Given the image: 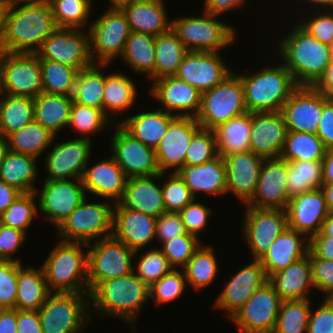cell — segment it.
<instances>
[{
  "label": "cell",
  "mask_w": 333,
  "mask_h": 333,
  "mask_svg": "<svg viewBox=\"0 0 333 333\" xmlns=\"http://www.w3.org/2000/svg\"><path fill=\"white\" fill-rule=\"evenodd\" d=\"M114 208L112 235L128 248L138 253L155 239L156 217L125 208L120 202Z\"/></svg>",
  "instance_id": "26"
},
{
  "label": "cell",
  "mask_w": 333,
  "mask_h": 333,
  "mask_svg": "<svg viewBox=\"0 0 333 333\" xmlns=\"http://www.w3.org/2000/svg\"><path fill=\"white\" fill-rule=\"evenodd\" d=\"M98 65L93 63L78 72L72 100L84 106L103 110L105 74L101 68L107 67L109 64Z\"/></svg>",
  "instance_id": "43"
},
{
  "label": "cell",
  "mask_w": 333,
  "mask_h": 333,
  "mask_svg": "<svg viewBox=\"0 0 333 333\" xmlns=\"http://www.w3.org/2000/svg\"><path fill=\"white\" fill-rule=\"evenodd\" d=\"M22 192L0 179V216Z\"/></svg>",
  "instance_id": "71"
},
{
  "label": "cell",
  "mask_w": 333,
  "mask_h": 333,
  "mask_svg": "<svg viewBox=\"0 0 333 333\" xmlns=\"http://www.w3.org/2000/svg\"><path fill=\"white\" fill-rule=\"evenodd\" d=\"M15 309L21 311H38L52 293L41 268L24 267L18 263V281Z\"/></svg>",
  "instance_id": "35"
},
{
  "label": "cell",
  "mask_w": 333,
  "mask_h": 333,
  "mask_svg": "<svg viewBox=\"0 0 333 333\" xmlns=\"http://www.w3.org/2000/svg\"><path fill=\"white\" fill-rule=\"evenodd\" d=\"M56 136L35 120L7 137L8 150L39 158Z\"/></svg>",
  "instance_id": "42"
},
{
  "label": "cell",
  "mask_w": 333,
  "mask_h": 333,
  "mask_svg": "<svg viewBox=\"0 0 333 333\" xmlns=\"http://www.w3.org/2000/svg\"><path fill=\"white\" fill-rule=\"evenodd\" d=\"M286 211L288 227L309 240L321 231L329 214L321 188L292 197Z\"/></svg>",
  "instance_id": "25"
},
{
  "label": "cell",
  "mask_w": 333,
  "mask_h": 333,
  "mask_svg": "<svg viewBox=\"0 0 333 333\" xmlns=\"http://www.w3.org/2000/svg\"><path fill=\"white\" fill-rule=\"evenodd\" d=\"M186 286L184 271L172 269L149 287V298L153 299L157 305L171 302L183 294Z\"/></svg>",
  "instance_id": "56"
},
{
  "label": "cell",
  "mask_w": 333,
  "mask_h": 333,
  "mask_svg": "<svg viewBox=\"0 0 333 333\" xmlns=\"http://www.w3.org/2000/svg\"><path fill=\"white\" fill-rule=\"evenodd\" d=\"M218 267L213 247L201 245L183 267L187 284L196 290L209 286L219 273Z\"/></svg>",
  "instance_id": "47"
},
{
  "label": "cell",
  "mask_w": 333,
  "mask_h": 333,
  "mask_svg": "<svg viewBox=\"0 0 333 333\" xmlns=\"http://www.w3.org/2000/svg\"><path fill=\"white\" fill-rule=\"evenodd\" d=\"M164 0H135L122 9L131 31L157 36L171 29Z\"/></svg>",
  "instance_id": "34"
},
{
  "label": "cell",
  "mask_w": 333,
  "mask_h": 333,
  "mask_svg": "<svg viewBox=\"0 0 333 333\" xmlns=\"http://www.w3.org/2000/svg\"><path fill=\"white\" fill-rule=\"evenodd\" d=\"M90 308L106 316L120 317L135 333L142 306L149 300V287L134 273L101 282L90 294Z\"/></svg>",
  "instance_id": "3"
},
{
  "label": "cell",
  "mask_w": 333,
  "mask_h": 333,
  "mask_svg": "<svg viewBox=\"0 0 333 333\" xmlns=\"http://www.w3.org/2000/svg\"><path fill=\"white\" fill-rule=\"evenodd\" d=\"M111 136V156L128 178L152 176L161 173L155 149L143 144L129 134L118 122Z\"/></svg>",
  "instance_id": "16"
},
{
  "label": "cell",
  "mask_w": 333,
  "mask_h": 333,
  "mask_svg": "<svg viewBox=\"0 0 333 333\" xmlns=\"http://www.w3.org/2000/svg\"><path fill=\"white\" fill-rule=\"evenodd\" d=\"M246 112L241 78L232 72L218 85L202 92L200 110L195 119L201 128L213 130Z\"/></svg>",
  "instance_id": "7"
},
{
  "label": "cell",
  "mask_w": 333,
  "mask_h": 333,
  "mask_svg": "<svg viewBox=\"0 0 333 333\" xmlns=\"http://www.w3.org/2000/svg\"><path fill=\"white\" fill-rule=\"evenodd\" d=\"M218 156L213 130L200 128L186 150L185 165H202Z\"/></svg>",
  "instance_id": "55"
},
{
  "label": "cell",
  "mask_w": 333,
  "mask_h": 333,
  "mask_svg": "<svg viewBox=\"0 0 333 333\" xmlns=\"http://www.w3.org/2000/svg\"><path fill=\"white\" fill-rule=\"evenodd\" d=\"M201 128L193 117L176 116L169 124L166 134L155 149L161 173L174 169L178 172L185 166L186 150L193 135Z\"/></svg>",
  "instance_id": "22"
},
{
  "label": "cell",
  "mask_w": 333,
  "mask_h": 333,
  "mask_svg": "<svg viewBox=\"0 0 333 333\" xmlns=\"http://www.w3.org/2000/svg\"><path fill=\"white\" fill-rule=\"evenodd\" d=\"M166 173L128 178L120 203L128 209L159 217L165 210L162 187L154 179H162Z\"/></svg>",
  "instance_id": "30"
},
{
  "label": "cell",
  "mask_w": 333,
  "mask_h": 333,
  "mask_svg": "<svg viewBox=\"0 0 333 333\" xmlns=\"http://www.w3.org/2000/svg\"><path fill=\"white\" fill-rule=\"evenodd\" d=\"M289 200L287 161L281 157L265 158L255 192L245 206L286 210Z\"/></svg>",
  "instance_id": "19"
},
{
  "label": "cell",
  "mask_w": 333,
  "mask_h": 333,
  "mask_svg": "<svg viewBox=\"0 0 333 333\" xmlns=\"http://www.w3.org/2000/svg\"><path fill=\"white\" fill-rule=\"evenodd\" d=\"M281 302L267 282L229 320L243 333H273Z\"/></svg>",
  "instance_id": "14"
},
{
  "label": "cell",
  "mask_w": 333,
  "mask_h": 333,
  "mask_svg": "<svg viewBox=\"0 0 333 333\" xmlns=\"http://www.w3.org/2000/svg\"><path fill=\"white\" fill-rule=\"evenodd\" d=\"M36 159L33 156L8 151L0 167V179L22 193L35 192L34 181L38 177Z\"/></svg>",
  "instance_id": "39"
},
{
  "label": "cell",
  "mask_w": 333,
  "mask_h": 333,
  "mask_svg": "<svg viewBox=\"0 0 333 333\" xmlns=\"http://www.w3.org/2000/svg\"><path fill=\"white\" fill-rule=\"evenodd\" d=\"M281 300L309 299L310 288H314L312 266L308 255L268 277Z\"/></svg>",
  "instance_id": "33"
},
{
  "label": "cell",
  "mask_w": 333,
  "mask_h": 333,
  "mask_svg": "<svg viewBox=\"0 0 333 333\" xmlns=\"http://www.w3.org/2000/svg\"><path fill=\"white\" fill-rule=\"evenodd\" d=\"M41 188L40 191H35L37 196L39 193L38 210L56 228L87 197L82 179L43 182Z\"/></svg>",
  "instance_id": "17"
},
{
  "label": "cell",
  "mask_w": 333,
  "mask_h": 333,
  "mask_svg": "<svg viewBox=\"0 0 333 333\" xmlns=\"http://www.w3.org/2000/svg\"><path fill=\"white\" fill-rule=\"evenodd\" d=\"M18 333H43L38 311L17 310Z\"/></svg>",
  "instance_id": "68"
},
{
  "label": "cell",
  "mask_w": 333,
  "mask_h": 333,
  "mask_svg": "<svg viewBox=\"0 0 333 333\" xmlns=\"http://www.w3.org/2000/svg\"><path fill=\"white\" fill-rule=\"evenodd\" d=\"M56 28L48 0L4 9L1 16L2 50L36 54Z\"/></svg>",
  "instance_id": "1"
},
{
  "label": "cell",
  "mask_w": 333,
  "mask_h": 333,
  "mask_svg": "<svg viewBox=\"0 0 333 333\" xmlns=\"http://www.w3.org/2000/svg\"><path fill=\"white\" fill-rule=\"evenodd\" d=\"M244 87L247 112L281 111L284 103L299 87L284 64L265 67L256 74H239Z\"/></svg>",
  "instance_id": "5"
},
{
  "label": "cell",
  "mask_w": 333,
  "mask_h": 333,
  "mask_svg": "<svg viewBox=\"0 0 333 333\" xmlns=\"http://www.w3.org/2000/svg\"><path fill=\"white\" fill-rule=\"evenodd\" d=\"M43 92L72 96L78 70L53 60L40 59Z\"/></svg>",
  "instance_id": "49"
},
{
  "label": "cell",
  "mask_w": 333,
  "mask_h": 333,
  "mask_svg": "<svg viewBox=\"0 0 333 333\" xmlns=\"http://www.w3.org/2000/svg\"><path fill=\"white\" fill-rule=\"evenodd\" d=\"M85 243L64 242L57 245L46 257L42 268L51 292L89 293L87 250Z\"/></svg>",
  "instance_id": "4"
},
{
  "label": "cell",
  "mask_w": 333,
  "mask_h": 333,
  "mask_svg": "<svg viewBox=\"0 0 333 333\" xmlns=\"http://www.w3.org/2000/svg\"><path fill=\"white\" fill-rule=\"evenodd\" d=\"M128 177L122 168L111 156L85 168L82 177L86 192L99 196L102 199H111L113 203H119L125 193Z\"/></svg>",
  "instance_id": "29"
},
{
  "label": "cell",
  "mask_w": 333,
  "mask_h": 333,
  "mask_svg": "<svg viewBox=\"0 0 333 333\" xmlns=\"http://www.w3.org/2000/svg\"><path fill=\"white\" fill-rule=\"evenodd\" d=\"M226 192L233 193L242 203L253 196L265 158L252 151L224 156Z\"/></svg>",
  "instance_id": "28"
},
{
  "label": "cell",
  "mask_w": 333,
  "mask_h": 333,
  "mask_svg": "<svg viewBox=\"0 0 333 333\" xmlns=\"http://www.w3.org/2000/svg\"><path fill=\"white\" fill-rule=\"evenodd\" d=\"M109 1H111L110 3H112V4H111V6L108 7V9L122 10L124 7L131 4L135 0H109Z\"/></svg>",
  "instance_id": "79"
},
{
  "label": "cell",
  "mask_w": 333,
  "mask_h": 333,
  "mask_svg": "<svg viewBox=\"0 0 333 333\" xmlns=\"http://www.w3.org/2000/svg\"><path fill=\"white\" fill-rule=\"evenodd\" d=\"M36 195L35 192L21 193L0 216V223L27 233L38 214Z\"/></svg>",
  "instance_id": "52"
},
{
  "label": "cell",
  "mask_w": 333,
  "mask_h": 333,
  "mask_svg": "<svg viewBox=\"0 0 333 333\" xmlns=\"http://www.w3.org/2000/svg\"><path fill=\"white\" fill-rule=\"evenodd\" d=\"M2 92L35 99L43 92L40 59L36 54L0 53Z\"/></svg>",
  "instance_id": "12"
},
{
  "label": "cell",
  "mask_w": 333,
  "mask_h": 333,
  "mask_svg": "<svg viewBox=\"0 0 333 333\" xmlns=\"http://www.w3.org/2000/svg\"><path fill=\"white\" fill-rule=\"evenodd\" d=\"M304 1H307V4H311V5L315 4L316 7L318 6L320 11L322 10L321 8H323V7H324L323 10H325L327 8L330 10L333 7V0H304ZM320 6H321V8H320Z\"/></svg>",
  "instance_id": "77"
},
{
  "label": "cell",
  "mask_w": 333,
  "mask_h": 333,
  "mask_svg": "<svg viewBox=\"0 0 333 333\" xmlns=\"http://www.w3.org/2000/svg\"><path fill=\"white\" fill-rule=\"evenodd\" d=\"M170 176L162 185L163 200L166 212H180L196 199L189 191L184 180L177 172H169Z\"/></svg>",
  "instance_id": "58"
},
{
  "label": "cell",
  "mask_w": 333,
  "mask_h": 333,
  "mask_svg": "<svg viewBox=\"0 0 333 333\" xmlns=\"http://www.w3.org/2000/svg\"><path fill=\"white\" fill-rule=\"evenodd\" d=\"M251 127L252 112H246L214 128L218 155L250 151Z\"/></svg>",
  "instance_id": "38"
},
{
  "label": "cell",
  "mask_w": 333,
  "mask_h": 333,
  "mask_svg": "<svg viewBox=\"0 0 333 333\" xmlns=\"http://www.w3.org/2000/svg\"><path fill=\"white\" fill-rule=\"evenodd\" d=\"M329 212H333V183H323L320 187Z\"/></svg>",
  "instance_id": "74"
},
{
  "label": "cell",
  "mask_w": 333,
  "mask_h": 333,
  "mask_svg": "<svg viewBox=\"0 0 333 333\" xmlns=\"http://www.w3.org/2000/svg\"><path fill=\"white\" fill-rule=\"evenodd\" d=\"M172 269L174 268L169 264L162 250L155 247L147 253L141 254V259L133 272L150 287Z\"/></svg>",
  "instance_id": "54"
},
{
  "label": "cell",
  "mask_w": 333,
  "mask_h": 333,
  "mask_svg": "<svg viewBox=\"0 0 333 333\" xmlns=\"http://www.w3.org/2000/svg\"><path fill=\"white\" fill-rule=\"evenodd\" d=\"M39 59L53 60L80 71L94 62L90 55L89 31L57 27L36 52Z\"/></svg>",
  "instance_id": "13"
},
{
  "label": "cell",
  "mask_w": 333,
  "mask_h": 333,
  "mask_svg": "<svg viewBox=\"0 0 333 333\" xmlns=\"http://www.w3.org/2000/svg\"><path fill=\"white\" fill-rule=\"evenodd\" d=\"M312 87L324 94L327 98H333V57L323 74Z\"/></svg>",
  "instance_id": "70"
},
{
  "label": "cell",
  "mask_w": 333,
  "mask_h": 333,
  "mask_svg": "<svg viewBox=\"0 0 333 333\" xmlns=\"http://www.w3.org/2000/svg\"><path fill=\"white\" fill-rule=\"evenodd\" d=\"M323 164V183H333V148L326 149Z\"/></svg>",
  "instance_id": "73"
},
{
  "label": "cell",
  "mask_w": 333,
  "mask_h": 333,
  "mask_svg": "<svg viewBox=\"0 0 333 333\" xmlns=\"http://www.w3.org/2000/svg\"><path fill=\"white\" fill-rule=\"evenodd\" d=\"M329 13H328V12ZM331 11V12H330ZM315 16V17H314ZM298 24L321 43L333 47V12L325 10Z\"/></svg>",
  "instance_id": "61"
},
{
  "label": "cell",
  "mask_w": 333,
  "mask_h": 333,
  "mask_svg": "<svg viewBox=\"0 0 333 333\" xmlns=\"http://www.w3.org/2000/svg\"><path fill=\"white\" fill-rule=\"evenodd\" d=\"M278 46L284 66L299 86H312L332 58L333 47L318 41L298 23Z\"/></svg>",
  "instance_id": "2"
},
{
  "label": "cell",
  "mask_w": 333,
  "mask_h": 333,
  "mask_svg": "<svg viewBox=\"0 0 333 333\" xmlns=\"http://www.w3.org/2000/svg\"><path fill=\"white\" fill-rule=\"evenodd\" d=\"M326 148L317 135L288 131L280 157L286 161L323 160Z\"/></svg>",
  "instance_id": "48"
},
{
  "label": "cell",
  "mask_w": 333,
  "mask_h": 333,
  "mask_svg": "<svg viewBox=\"0 0 333 333\" xmlns=\"http://www.w3.org/2000/svg\"><path fill=\"white\" fill-rule=\"evenodd\" d=\"M135 86L133 80L122 73L105 74L103 111L111 120L116 119L119 112L133 107L138 91Z\"/></svg>",
  "instance_id": "41"
},
{
  "label": "cell",
  "mask_w": 333,
  "mask_h": 333,
  "mask_svg": "<svg viewBox=\"0 0 333 333\" xmlns=\"http://www.w3.org/2000/svg\"><path fill=\"white\" fill-rule=\"evenodd\" d=\"M120 57L135 72L147 73L155 81V36L131 31Z\"/></svg>",
  "instance_id": "40"
},
{
  "label": "cell",
  "mask_w": 333,
  "mask_h": 333,
  "mask_svg": "<svg viewBox=\"0 0 333 333\" xmlns=\"http://www.w3.org/2000/svg\"><path fill=\"white\" fill-rule=\"evenodd\" d=\"M0 333H18L17 310L8 309L0 320Z\"/></svg>",
  "instance_id": "72"
},
{
  "label": "cell",
  "mask_w": 333,
  "mask_h": 333,
  "mask_svg": "<svg viewBox=\"0 0 333 333\" xmlns=\"http://www.w3.org/2000/svg\"><path fill=\"white\" fill-rule=\"evenodd\" d=\"M242 233L254 260H260L288 226L287 211L246 206Z\"/></svg>",
  "instance_id": "15"
},
{
  "label": "cell",
  "mask_w": 333,
  "mask_h": 333,
  "mask_svg": "<svg viewBox=\"0 0 333 333\" xmlns=\"http://www.w3.org/2000/svg\"><path fill=\"white\" fill-rule=\"evenodd\" d=\"M310 301L309 299L282 301L273 333H307Z\"/></svg>",
  "instance_id": "50"
},
{
  "label": "cell",
  "mask_w": 333,
  "mask_h": 333,
  "mask_svg": "<svg viewBox=\"0 0 333 333\" xmlns=\"http://www.w3.org/2000/svg\"><path fill=\"white\" fill-rule=\"evenodd\" d=\"M177 173L195 198L201 191L213 196L227 194L226 166L221 155L202 165H185Z\"/></svg>",
  "instance_id": "32"
},
{
  "label": "cell",
  "mask_w": 333,
  "mask_h": 333,
  "mask_svg": "<svg viewBox=\"0 0 333 333\" xmlns=\"http://www.w3.org/2000/svg\"><path fill=\"white\" fill-rule=\"evenodd\" d=\"M302 236L304 235L287 226L274 240L271 247L259 260L267 277L286 269L308 255L309 239L304 240Z\"/></svg>",
  "instance_id": "31"
},
{
  "label": "cell",
  "mask_w": 333,
  "mask_h": 333,
  "mask_svg": "<svg viewBox=\"0 0 333 333\" xmlns=\"http://www.w3.org/2000/svg\"><path fill=\"white\" fill-rule=\"evenodd\" d=\"M184 234L187 231L179 212H164L157 217L156 237L162 244Z\"/></svg>",
  "instance_id": "63"
},
{
  "label": "cell",
  "mask_w": 333,
  "mask_h": 333,
  "mask_svg": "<svg viewBox=\"0 0 333 333\" xmlns=\"http://www.w3.org/2000/svg\"><path fill=\"white\" fill-rule=\"evenodd\" d=\"M194 199L183 210L179 212L182 222L188 234L198 237V233L204 231L208 224V218L213 210Z\"/></svg>",
  "instance_id": "60"
},
{
  "label": "cell",
  "mask_w": 333,
  "mask_h": 333,
  "mask_svg": "<svg viewBox=\"0 0 333 333\" xmlns=\"http://www.w3.org/2000/svg\"><path fill=\"white\" fill-rule=\"evenodd\" d=\"M34 100V120L57 137L68 127L73 105L72 96L40 93Z\"/></svg>",
  "instance_id": "37"
},
{
  "label": "cell",
  "mask_w": 333,
  "mask_h": 333,
  "mask_svg": "<svg viewBox=\"0 0 333 333\" xmlns=\"http://www.w3.org/2000/svg\"><path fill=\"white\" fill-rule=\"evenodd\" d=\"M25 236V232L0 223V260L21 263L19 258L14 259L12 256L23 245Z\"/></svg>",
  "instance_id": "64"
},
{
  "label": "cell",
  "mask_w": 333,
  "mask_h": 333,
  "mask_svg": "<svg viewBox=\"0 0 333 333\" xmlns=\"http://www.w3.org/2000/svg\"><path fill=\"white\" fill-rule=\"evenodd\" d=\"M92 244L87 245L89 294L101 282L131 274L135 267L132 260L137 254L113 235Z\"/></svg>",
  "instance_id": "9"
},
{
  "label": "cell",
  "mask_w": 333,
  "mask_h": 333,
  "mask_svg": "<svg viewBox=\"0 0 333 333\" xmlns=\"http://www.w3.org/2000/svg\"><path fill=\"white\" fill-rule=\"evenodd\" d=\"M246 0H205L204 10L213 15L219 16L232 9L242 8Z\"/></svg>",
  "instance_id": "69"
},
{
  "label": "cell",
  "mask_w": 333,
  "mask_h": 333,
  "mask_svg": "<svg viewBox=\"0 0 333 333\" xmlns=\"http://www.w3.org/2000/svg\"><path fill=\"white\" fill-rule=\"evenodd\" d=\"M323 184L322 160L287 161V189L289 199Z\"/></svg>",
  "instance_id": "46"
},
{
  "label": "cell",
  "mask_w": 333,
  "mask_h": 333,
  "mask_svg": "<svg viewBox=\"0 0 333 333\" xmlns=\"http://www.w3.org/2000/svg\"><path fill=\"white\" fill-rule=\"evenodd\" d=\"M309 258L314 288L325 293V298L333 299V261L315 257L310 251Z\"/></svg>",
  "instance_id": "62"
},
{
  "label": "cell",
  "mask_w": 333,
  "mask_h": 333,
  "mask_svg": "<svg viewBox=\"0 0 333 333\" xmlns=\"http://www.w3.org/2000/svg\"><path fill=\"white\" fill-rule=\"evenodd\" d=\"M321 232L326 236L333 237V212H329L324 220Z\"/></svg>",
  "instance_id": "76"
},
{
  "label": "cell",
  "mask_w": 333,
  "mask_h": 333,
  "mask_svg": "<svg viewBox=\"0 0 333 333\" xmlns=\"http://www.w3.org/2000/svg\"><path fill=\"white\" fill-rule=\"evenodd\" d=\"M91 138L77 137L67 142L56 143L46 154L48 176L44 182L66 179H82L91 158Z\"/></svg>",
  "instance_id": "18"
},
{
  "label": "cell",
  "mask_w": 333,
  "mask_h": 333,
  "mask_svg": "<svg viewBox=\"0 0 333 333\" xmlns=\"http://www.w3.org/2000/svg\"><path fill=\"white\" fill-rule=\"evenodd\" d=\"M89 303V293L52 292L38 310L42 332L78 333L85 329L92 320Z\"/></svg>",
  "instance_id": "8"
},
{
  "label": "cell",
  "mask_w": 333,
  "mask_h": 333,
  "mask_svg": "<svg viewBox=\"0 0 333 333\" xmlns=\"http://www.w3.org/2000/svg\"><path fill=\"white\" fill-rule=\"evenodd\" d=\"M201 244L199 238L187 233L163 243L161 250L169 264L177 269L178 267L183 268L187 264Z\"/></svg>",
  "instance_id": "57"
},
{
  "label": "cell",
  "mask_w": 333,
  "mask_h": 333,
  "mask_svg": "<svg viewBox=\"0 0 333 333\" xmlns=\"http://www.w3.org/2000/svg\"><path fill=\"white\" fill-rule=\"evenodd\" d=\"M18 262L0 260V305L15 309Z\"/></svg>",
  "instance_id": "59"
},
{
  "label": "cell",
  "mask_w": 333,
  "mask_h": 333,
  "mask_svg": "<svg viewBox=\"0 0 333 333\" xmlns=\"http://www.w3.org/2000/svg\"><path fill=\"white\" fill-rule=\"evenodd\" d=\"M7 310H8V308H6V307L0 305V320H1L2 316H3V314H4Z\"/></svg>",
  "instance_id": "80"
},
{
  "label": "cell",
  "mask_w": 333,
  "mask_h": 333,
  "mask_svg": "<svg viewBox=\"0 0 333 333\" xmlns=\"http://www.w3.org/2000/svg\"><path fill=\"white\" fill-rule=\"evenodd\" d=\"M88 28L90 55L96 64H111L121 56L131 33L126 15L120 9L106 10Z\"/></svg>",
  "instance_id": "11"
},
{
  "label": "cell",
  "mask_w": 333,
  "mask_h": 333,
  "mask_svg": "<svg viewBox=\"0 0 333 333\" xmlns=\"http://www.w3.org/2000/svg\"><path fill=\"white\" fill-rule=\"evenodd\" d=\"M267 282L268 277L259 260H253L226 282L213 306L221 311L224 309L229 319Z\"/></svg>",
  "instance_id": "23"
},
{
  "label": "cell",
  "mask_w": 333,
  "mask_h": 333,
  "mask_svg": "<svg viewBox=\"0 0 333 333\" xmlns=\"http://www.w3.org/2000/svg\"><path fill=\"white\" fill-rule=\"evenodd\" d=\"M287 132L281 111L252 112L250 151L263 158L280 157Z\"/></svg>",
  "instance_id": "27"
},
{
  "label": "cell",
  "mask_w": 333,
  "mask_h": 333,
  "mask_svg": "<svg viewBox=\"0 0 333 333\" xmlns=\"http://www.w3.org/2000/svg\"><path fill=\"white\" fill-rule=\"evenodd\" d=\"M111 119L104 113L103 110L93 107L84 106L73 101L70 121L68 126L74 128L73 130L84 134L86 138H91L89 135L95 134L105 126L110 124Z\"/></svg>",
  "instance_id": "53"
},
{
  "label": "cell",
  "mask_w": 333,
  "mask_h": 333,
  "mask_svg": "<svg viewBox=\"0 0 333 333\" xmlns=\"http://www.w3.org/2000/svg\"><path fill=\"white\" fill-rule=\"evenodd\" d=\"M307 333H333V299L324 298L315 311L311 309Z\"/></svg>",
  "instance_id": "65"
},
{
  "label": "cell",
  "mask_w": 333,
  "mask_h": 333,
  "mask_svg": "<svg viewBox=\"0 0 333 333\" xmlns=\"http://www.w3.org/2000/svg\"><path fill=\"white\" fill-rule=\"evenodd\" d=\"M222 59L220 52L188 51L174 76L204 92L233 72Z\"/></svg>",
  "instance_id": "20"
},
{
  "label": "cell",
  "mask_w": 333,
  "mask_h": 333,
  "mask_svg": "<svg viewBox=\"0 0 333 333\" xmlns=\"http://www.w3.org/2000/svg\"><path fill=\"white\" fill-rule=\"evenodd\" d=\"M201 17L171 19V29L188 51L220 52L235 40L236 29L202 11Z\"/></svg>",
  "instance_id": "6"
},
{
  "label": "cell",
  "mask_w": 333,
  "mask_h": 333,
  "mask_svg": "<svg viewBox=\"0 0 333 333\" xmlns=\"http://www.w3.org/2000/svg\"><path fill=\"white\" fill-rule=\"evenodd\" d=\"M56 26L59 28H83L88 22L92 0H48Z\"/></svg>",
  "instance_id": "51"
},
{
  "label": "cell",
  "mask_w": 333,
  "mask_h": 333,
  "mask_svg": "<svg viewBox=\"0 0 333 333\" xmlns=\"http://www.w3.org/2000/svg\"><path fill=\"white\" fill-rule=\"evenodd\" d=\"M326 149L333 148V98L324 95V106L316 134Z\"/></svg>",
  "instance_id": "66"
},
{
  "label": "cell",
  "mask_w": 333,
  "mask_h": 333,
  "mask_svg": "<svg viewBox=\"0 0 333 333\" xmlns=\"http://www.w3.org/2000/svg\"><path fill=\"white\" fill-rule=\"evenodd\" d=\"M175 117V115L159 109L157 111L135 114L121 120L119 124L134 138L146 146L156 149L166 134L170 122Z\"/></svg>",
  "instance_id": "36"
},
{
  "label": "cell",
  "mask_w": 333,
  "mask_h": 333,
  "mask_svg": "<svg viewBox=\"0 0 333 333\" xmlns=\"http://www.w3.org/2000/svg\"><path fill=\"white\" fill-rule=\"evenodd\" d=\"M33 121L34 100L32 98L2 94L0 97V135L7 138Z\"/></svg>",
  "instance_id": "44"
},
{
  "label": "cell",
  "mask_w": 333,
  "mask_h": 333,
  "mask_svg": "<svg viewBox=\"0 0 333 333\" xmlns=\"http://www.w3.org/2000/svg\"><path fill=\"white\" fill-rule=\"evenodd\" d=\"M323 106L324 94L312 86H299L281 109L287 130L316 135Z\"/></svg>",
  "instance_id": "21"
},
{
  "label": "cell",
  "mask_w": 333,
  "mask_h": 333,
  "mask_svg": "<svg viewBox=\"0 0 333 333\" xmlns=\"http://www.w3.org/2000/svg\"><path fill=\"white\" fill-rule=\"evenodd\" d=\"M38 1L40 0H0V9H9L18 5L32 4Z\"/></svg>",
  "instance_id": "75"
},
{
  "label": "cell",
  "mask_w": 333,
  "mask_h": 333,
  "mask_svg": "<svg viewBox=\"0 0 333 333\" xmlns=\"http://www.w3.org/2000/svg\"><path fill=\"white\" fill-rule=\"evenodd\" d=\"M8 141L7 138L0 135V167L4 160L6 153L8 152Z\"/></svg>",
  "instance_id": "78"
},
{
  "label": "cell",
  "mask_w": 333,
  "mask_h": 333,
  "mask_svg": "<svg viewBox=\"0 0 333 333\" xmlns=\"http://www.w3.org/2000/svg\"><path fill=\"white\" fill-rule=\"evenodd\" d=\"M309 251L315 257L333 261V237L320 231L309 240Z\"/></svg>",
  "instance_id": "67"
},
{
  "label": "cell",
  "mask_w": 333,
  "mask_h": 333,
  "mask_svg": "<svg viewBox=\"0 0 333 333\" xmlns=\"http://www.w3.org/2000/svg\"><path fill=\"white\" fill-rule=\"evenodd\" d=\"M187 52L172 29L155 36V80L174 76Z\"/></svg>",
  "instance_id": "45"
},
{
  "label": "cell",
  "mask_w": 333,
  "mask_h": 333,
  "mask_svg": "<svg viewBox=\"0 0 333 333\" xmlns=\"http://www.w3.org/2000/svg\"><path fill=\"white\" fill-rule=\"evenodd\" d=\"M86 199L57 228L61 241L88 245L112 235L114 204Z\"/></svg>",
  "instance_id": "10"
},
{
  "label": "cell",
  "mask_w": 333,
  "mask_h": 333,
  "mask_svg": "<svg viewBox=\"0 0 333 333\" xmlns=\"http://www.w3.org/2000/svg\"><path fill=\"white\" fill-rule=\"evenodd\" d=\"M151 96L160 102L167 113L178 117H193L201 106V95L197 88L175 76H166L152 82ZM174 112V113H173Z\"/></svg>",
  "instance_id": "24"
}]
</instances>
